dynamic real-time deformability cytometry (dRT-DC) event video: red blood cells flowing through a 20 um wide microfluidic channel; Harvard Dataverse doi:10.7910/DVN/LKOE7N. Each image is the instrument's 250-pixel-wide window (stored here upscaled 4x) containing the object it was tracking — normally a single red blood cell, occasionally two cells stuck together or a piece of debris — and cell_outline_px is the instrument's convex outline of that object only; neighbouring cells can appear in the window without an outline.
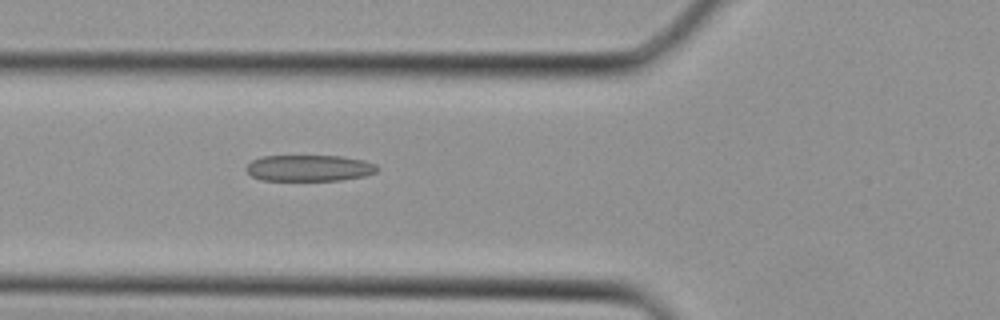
{"species": "Egyptian fruit bat (a non-hibernating species)", "species_latin": "Rousettus aegyptiacus", "temperature_condition": "cold", "stored_images_in_passage": 29, "camera_frame_rate_fps": 3000, "um_per_image_px": 0.085, "animal": {"sex": "female"}, "frame": {"image": 1, "passage_image": 8, "time_ms": 2.333, "image_size_px": [1000, 320], "cell_outline_px": [[380, 168], [376, 172], [364, 176], [340, 180], [264, 180], [252, 176], [244, 168], [252, 160], [260, 156], [340, 156], [364, 160], [376, 164]], "centroid_in_image_um": [26.29, 14.28], "position_along_channel_um": 99.5, "area_um2": 20.06}}
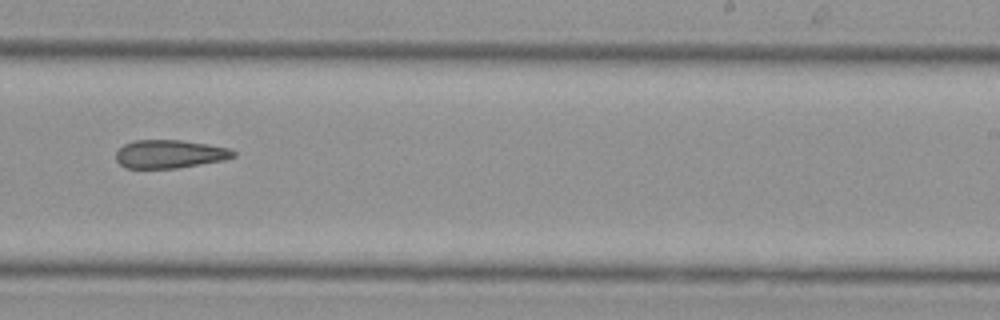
{"frame": {"image": 2, "passage_image": 17, "time_ms": 5.333, "image_size_px": [1000, 320], "cell_outline_px": [[236, 156], [224, 160], [176, 168], [124, 168], [116, 160], [116, 152], [124, 144], [132, 140], [180, 140], [208, 144], [228, 148], [236, 152]], "centroid_in_image_um": [14.41, 13.09], "position_along_channel_um": 274.6, "area_um2": 19.36}}
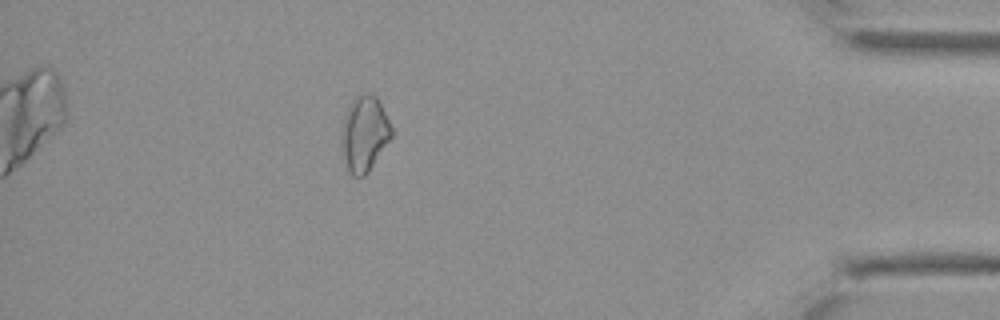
{"frame": {"image": 3, "passage_image": 26, "time_ms": 8.333, "image_size_px": [1000, 320], "cell_outline_px": [[392, 136], [368, 172], [364, 176], [352, 176], [348, 172], [340, 152], [340, 148], [344, 116], [352, 100], [356, 96], [364, 92], [368, 92], [376, 96], [392, 128]], "centroid_in_image_um": [30.93, 11.39], "position_along_channel_um": 404.3, "area_um2": 22.02}}